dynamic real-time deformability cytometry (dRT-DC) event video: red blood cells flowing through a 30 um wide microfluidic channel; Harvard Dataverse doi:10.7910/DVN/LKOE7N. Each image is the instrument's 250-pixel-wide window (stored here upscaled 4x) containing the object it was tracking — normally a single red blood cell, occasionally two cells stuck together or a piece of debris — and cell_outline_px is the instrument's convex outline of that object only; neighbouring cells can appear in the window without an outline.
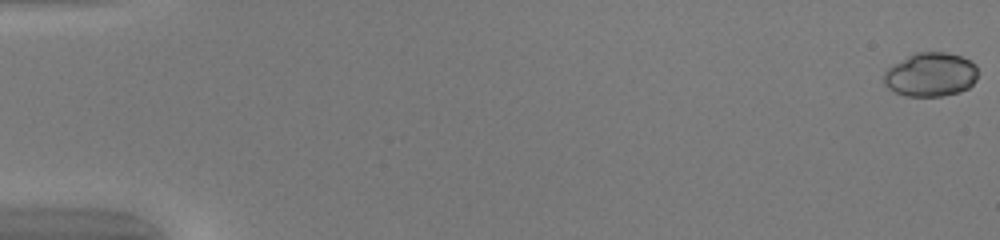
{"species": "common noctule bat (a hibernating species)", "species_latin": "Nyctalus noctula", "temperature_condition": "warm", "stored_images_in_passage": 51, "camera_frame_rate_fps": 3000, "um_per_image_px": 0.085, "animal": {"sex": "female", "body_mass_g": 20.0, "forearm_length_mm": 54.0}, "frame": {"image": 1, "passage_image": 1, "time_ms": 0.0, "image_size_px": [1000, 240], "cell_outline_px": [[976, 80], [968, 88], [960, 92], [944, 96], [908, 96], [896, 92], [888, 88], [884, 84], [884, 72], [888, 68], [908, 56], [916, 52], [944, 52], [960, 56], [976, 64]], "centroid_in_image_um": [79.11, 6.35], "position_along_channel_um": 5.9, "area_um2": 23.93}}
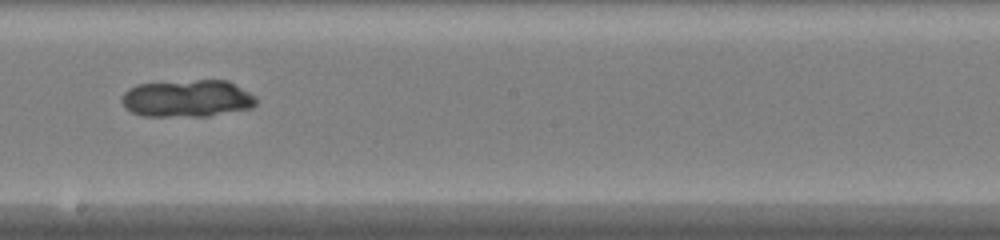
{"frame": {"image": 2, "passage_image": 30, "time_ms": 9.667, "image_size_px": [1000, 240], "cell_outline_px": [[256, 104], [252, 108], [208, 116], [144, 116], [132, 112], [124, 108], [120, 100], [120, 96], [128, 88], [136, 84], [196, 80], [228, 80], [256, 96]], "centroid_in_image_um": [15.89, 8.37], "position_along_channel_um": 232.3, "area_um2": 29.42}}
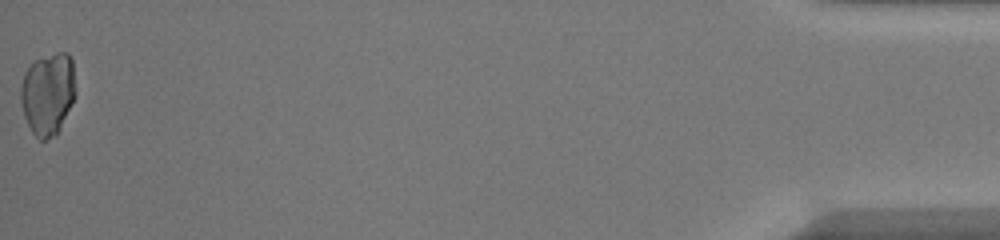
{"frame": {"image": 3, "passage_image": 51, "time_ms": 16.667, "image_size_px": [1000, 240], "cell_outline_px": [[76, 96], [56, 136], [44, 140], [40, 140], [32, 132], [24, 116], [20, 100], [20, 88], [24, 72], [36, 60], [56, 52], [68, 52], [72, 60], [76, 92]], "centroid_in_image_um": [4.08, 7.97], "position_along_channel_um": 431.1, "area_um2": 26.47}}